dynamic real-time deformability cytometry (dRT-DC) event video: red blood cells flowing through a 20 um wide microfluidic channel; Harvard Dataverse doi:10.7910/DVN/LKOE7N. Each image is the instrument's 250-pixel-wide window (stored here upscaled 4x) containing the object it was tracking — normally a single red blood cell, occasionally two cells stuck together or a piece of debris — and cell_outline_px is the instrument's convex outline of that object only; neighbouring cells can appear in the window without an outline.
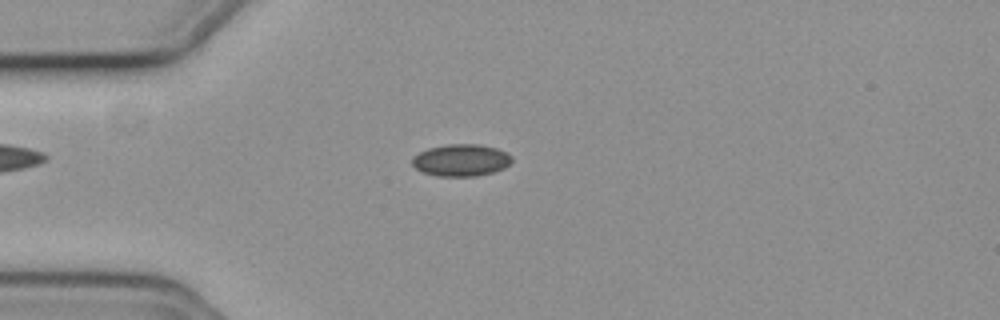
{"species": "common noctule bat (a hibernating species)", "species_latin": "Nyctalus noctula", "temperature_condition": "cold", "stored_images_in_passage": 42, "camera_frame_rate_fps": 3000, "um_per_image_px": 0.085, "animal": {"sex": "female", "body_mass_g": 19.3, "forearm_length_mm": 54.1}, "frame": {"image": 1, "passage_image": 1, "time_ms": 0.0, "image_size_px": [1000, 320], "cell_outline_px": [[512, 160], [504, 168], [492, 172], [476, 176], [436, 176], [424, 172], [416, 168], [412, 164], [412, 156], [428, 148], [448, 144], [480, 144], [496, 148], [508, 152], [512, 156]], "centroid_in_image_um": [39.2, 13.61], "position_along_channel_um": 45.8, "area_um2": 18.61}}
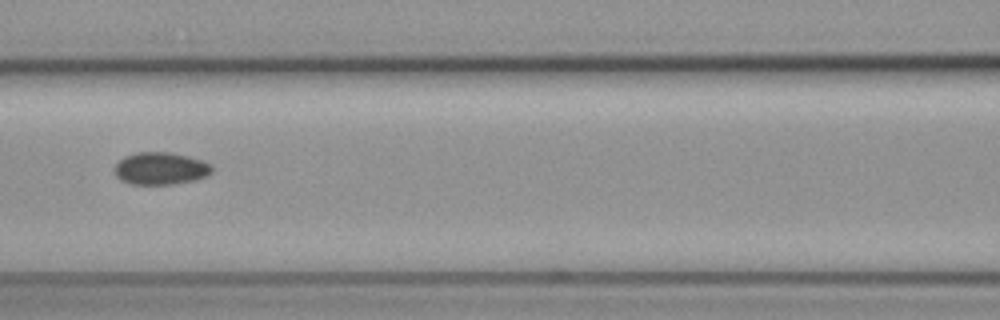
{"frame": {"image": 2, "passage_image": 11, "time_ms": 3.333, "image_size_px": [1000, 320], "cell_outline_px": [[212, 172], [208, 176], [196, 180], [172, 184], [132, 184], [120, 180], [116, 176], [112, 168], [124, 156], [136, 152], [168, 152], [188, 156], [212, 164]], "centroid_in_image_um": [13.64, 14.32], "position_along_channel_um": 153.0, "area_um2": 18.55}}
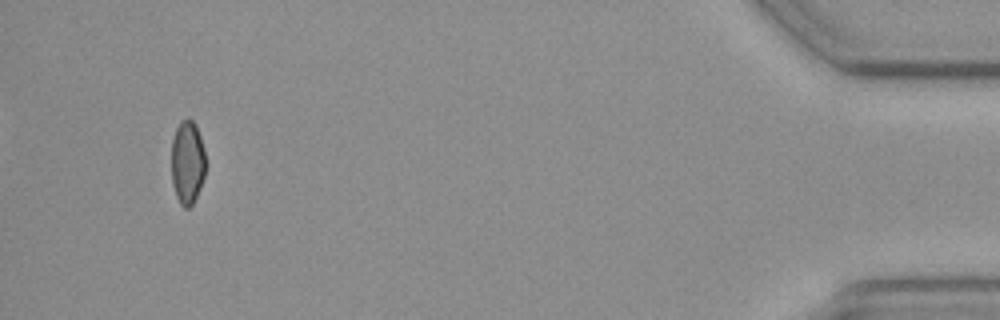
{"frame": {"image": 3, "passage_image": 39, "time_ms": 12.667, "image_size_px": [1000, 320], "cell_outline_px": [[204, 176], [200, 188], [192, 204], [188, 208], [184, 208], [180, 204], [176, 196], [172, 184], [172, 140], [176, 128], [180, 120], [192, 120], [196, 124], [200, 136], [204, 152]], "centroid_in_image_um": [15.91, 13.81], "position_along_channel_um": 419.3, "area_um2": 16.47}, "authors_computed_cell_mechanics": {"area_um2": 17.629, "velocity_mm_per_s": 3.727, "shape_relaxation_time_tau1_ms": 1.6556, "shape_relaxation_time_tau2_ms": 11.0672, "deformation_change_tau1": 0.0411, "deformation_change_tau2": 0.1264}}